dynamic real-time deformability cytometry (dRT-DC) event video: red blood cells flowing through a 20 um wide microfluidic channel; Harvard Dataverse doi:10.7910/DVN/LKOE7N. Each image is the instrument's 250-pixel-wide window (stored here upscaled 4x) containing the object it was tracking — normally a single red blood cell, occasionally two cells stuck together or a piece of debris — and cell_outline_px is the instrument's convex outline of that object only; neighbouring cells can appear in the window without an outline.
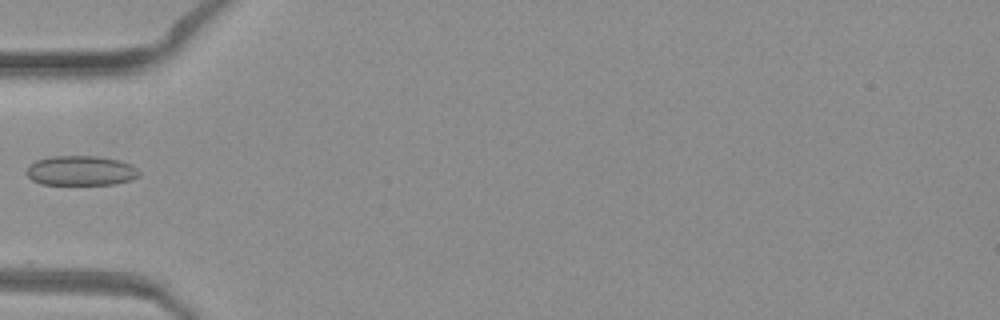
{"species": "common noctule bat (a hibernating species)", "species_latin": "Nyctalus noctula", "temperature_condition": "warm", "stored_images_in_passage": 32, "camera_frame_rate_fps": 3000, "um_per_image_px": 0.085, "animal": {"sex": "female", "body_mass_g": 19.3, "forearm_length_mm": 54.1}, "frame": {"image": 1, "passage_image": 1, "time_ms": 0.0, "image_size_px": [1000, 320], "cell_outline_px": [[140, 176], [116, 184], [40, 184], [32, 180], [28, 176], [28, 164], [36, 160], [52, 156], [100, 156], [120, 160], [132, 164], [140, 172]], "centroid_in_image_um": [6.89, 14.49], "position_along_channel_um": 78.1, "area_um2": 19.59}}
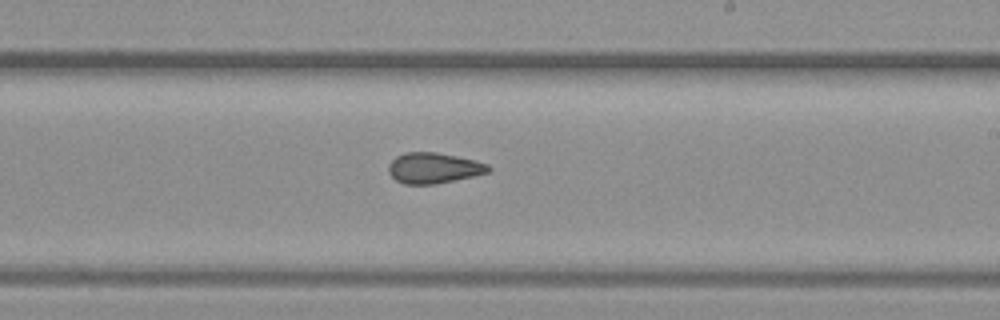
{"frame": {"image": 2, "passage_image": 13, "time_ms": 4.0, "image_size_px": [1000, 320], "cell_outline_px": [[492, 168], [488, 172], [472, 176], [436, 184], [404, 184], [396, 180], [388, 172], [388, 164], [396, 156], [404, 152], [436, 152], [476, 160], [488, 164]], "centroid_in_image_um": [36.85, 14.27], "position_along_channel_um": 252.2, "area_um2": 17.86}}
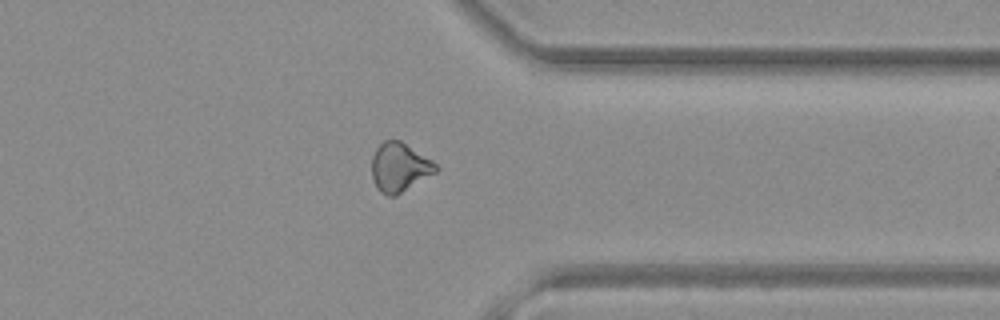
{"frame": {"image": 3, "passage_image": 22, "time_ms": 7.0, "image_size_px": [1000, 320], "cell_outline_px": [[440, 168], [436, 172], [396, 196], [388, 196], [380, 192], [376, 188], [372, 176], [372, 156], [376, 148], [384, 140], [400, 140], [432, 160]], "centroid_in_image_um": [33.95, 14.23], "position_along_channel_um": 377.5, "area_um2": 18.32}}